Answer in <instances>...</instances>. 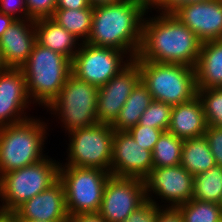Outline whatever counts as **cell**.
I'll return each mask as SVG.
<instances>
[{
	"label": "cell",
	"instance_id": "1",
	"mask_svg": "<svg viewBox=\"0 0 222 222\" xmlns=\"http://www.w3.org/2000/svg\"><path fill=\"white\" fill-rule=\"evenodd\" d=\"M155 16L144 17L141 45L133 60L195 68L203 42L174 15Z\"/></svg>",
	"mask_w": 222,
	"mask_h": 222
},
{
	"label": "cell",
	"instance_id": "2",
	"mask_svg": "<svg viewBox=\"0 0 222 222\" xmlns=\"http://www.w3.org/2000/svg\"><path fill=\"white\" fill-rule=\"evenodd\" d=\"M149 7L150 3L131 1L93 7L92 30L86 43L124 51L133 60L141 45Z\"/></svg>",
	"mask_w": 222,
	"mask_h": 222
},
{
	"label": "cell",
	"instance_id": "3",
	"mask_svg": "<svg viewBox=\"0 0 222 222\" xmlns=\"http://www.w3.org/2000/svg\"><path fill=\"white\" fill-rule=\"evenodd\" d=\"M21 70L26 79L29 98L33 104L44 105V108L58 96L72 73L70 59L37 42Z\"/></svg>",
	"mask_w": 222,
	"mask_h": 222
},
{
	"label": "cell",
	"instance_id": "4",
	"mask_svg": "<svg viewBox=\"0 0 222 222\" xmlns=\"http://www.w3.org/2000/svg\"><path fill=\"white\" fill-rule=\"evenodd\" d=\"M34 118L0 128V177L48 157L43 153L48 123Z\"/></svg>",
	"mask_w": 222,
	"mask_h": 222
},
{
	"label": "cell",
	"instance_id": "5",
	"mask_svg": "<svg viewBox=\"0 0 222 222\" xmlns=\"http://www.w3.org/2000/svg\"><path fill=\"white\" fill-rule=\"evenodd\" d=\"M60 163L46 157L39 162L0 177V213L12 214L27 200L50 188L59 180Z\"/></svg>",
	"mask_w": 222,
	"mask_h": 222
},
{
	"label": "cell",
	"instance_id": "6",
	"mask_svg": "<svg viewBox=\"0 0 222 222\" xmlns=\"http://www.w3.org/2000/svg\"><path fill=\"white\" fill-rule=\"evenodd\" d=\"M134 61L139 66L140 80L148 88L153 100L175 106L197 96L195 68L181 64Z\"/></svg>",
	"mask_w": 222,
	"mask_h": 222
},
{
	"label": "cell",
	"instance_id": "7",
	"mask_svg": "<svg viewBox=\"0 0 222 222\" xmlns=\"http://www.w3.org/2000/svg\"><path fill=\"white\" fill-rule=\"evenodd\" d=\"M97 97L98 87L78 79L71 73L58 96L46 110L48 108L51 114H57L65 133H69L98 123Z\"/></svg>",
	"mask_w": 222,
	"mask_h": 222
},
{
	"label": "cell",
	"instance_id": "8",
	"mask_svg": "<svg viewBox=\"0 0 222 222\" xmlns=\"http://www.w3.org/2000/svg\"><path fill=\"white\" fill-rule=\"evenodd\" d=\"M110 172L100 168L60 166L68 215L98 213Z\"/></svg>",
	"mask_w": 222,
	"mask_h": 222
},
{
	"label": "cell",
	"instance_id": "9",
	"mask_svg": "<svg viewBox=\"0 0 222 222\" xmlns=\"http://www.w3.org/2000/svg\"><path fill=\"white\" fill-rule=\"evenodd\" d=\"M67 134L70 137L67 162L60 166L100 168L110 172L114 136L111 125L98 122Z\"/></svg>",
	"mask_w": 222,
	"mask_h": 222
},
{
	"label": "cell",
	"instance_id": "10",
	"mask_svg": "<svg viewBox=\"0 0 222 222\" xmlns=\"http://www.w3.org/2000/svg\"><path fill=\"white\" fill-rule=\"evenodd\" d=\"M126 55L124 51L113 48L81 43L71 61V72L78 79L100 87L132 61Z\"/></svg>",
	"mask_w": 222,
	"mask_h": 222
},
{
	"label": "cell",
	"instance_id": "11",
	"mask_svg": "<svg viewBox=\"0 0 222 222\" xmlns=\"http://www.w3.org/2000/svg\"><path fill=\"white\" fill-rule=\"evenodd\" d=\"M145 201L144 180L110 175L98 214L106 222H123Z\"/></svg>",
	"mask_w": 222,
	"mask_h": 222
},
{
	"label": "cell",
	"instance_id": "12",
	"mask_svg": "<svg viewBox=\"0 0 222 222\" xmlns=\"http://www.w3.org/2000/svg\"><path fill=\"white\" fill-rule=\"evenodd\" d=\"M194 176L180 164L171 167H153L144 179L146 200L159 206L156 199L177 207L192 199ZM152 192V193H151ZM152 194L157 196L156 199ZM153 196V197H152ZM159 197V198H158Z\"/></svg>",
	"mask_w": 222,
	"mask_h": 222
},
{
	"label": "cell",
	"instance_id": "13",
	"mask_svg": "<svg viewBox=\"0 0 222 222\" xmlns=\"http://www.w3.org/2000/svg\"><path fill=\"white\" fill-rule=\"evenodd\" d=\"M152 169V151L143 148L128 131H114L110 174L144 180Z\"/></svg>",
	"mask_w": 222,
	"mask_h": 222
},
{
	"label": "cell",
	"instance_id": "14",
	"mask_svg": "<svg viewBox=\"0 0 222 222\" xmlns=\"http://www.w3.org/2000/svg\"><path fill=\"white\" fill-rule=\"evenodd\" d=\"M140 81L138 64L132 60L106 84L98 87L97 118L101 124L112 125L133 88Z\"/></svg>",
	"mask_w": 222,
	"mask_h": 222
},
{
	"label": "cell",
	"instance_id": "15",
	"mask_svg": "<svg viewBox=\"0 0 222 222\" xmlns=\"http://www.w3.org/2000/svg\"><path fill=\"white\" fill-rule=\"evenodd\" d=\"M26 79L21 68L0 72V128L27 120L25 109L31 105ZM24 114V115H23Z\"/></svg>",
	"mask_w": 222,
	"mask_h": 222
},
{
	"label": "cell",
	"instance_id": "16",
	"mask_svg": "<svg viewBox=\"0 0 222 222\" xmlns=\"http://www.w3.org/2000/svg\"><path fill=\"white\" fill-rule=\"evenodd\" d=\"M8 216L11 219L67 222L69 215L63 184L58 180L47 190L27 200Z\"/></svg>",
	"mask_w": 222,
	"mask_h": 222
},
{
	"label": "cell",
	"instance_id": "17",
	"mask_svg": "<svg viewBox=\"0 0 222 222\" xmlns=\"http://www.w3.org/2000/svg\"><path fill=\"white\" fill-rule=\"evenodd\" d=\"M173 15L202 42L222 40V0L188 4Z\"/></svg>",
	"mask_w": 222,
	"mask_h": 222
},
{
	"label": "cell",
	"instance_id": "18",
	"mask_svg": "<svg viewBox=\"0 0 222 222\" xmlns=\"http://www.w3.org/2000/svg\"><path fill=\"white\" fill-rule=\"evenodd\" d=\"M36 42L35 20L16 19L0 38V53L7 68H21Z\"/></svg>",
	"mask_w": 222,
	"mask_h": 222
},
{
	"label": "cell",
	"instance_id": "19",
	"mask_svg": "<svg viewBox=\"0 0 222 222\" xmlns=\"http://www.w3.org/2000/svg\"><path fill=\"white\" fill-rule=\"evenodd\" d=\"M207 123L198 96L191 101L173 106L168 132L187 140L205 135Z\"/></svg>",
	"mask_w": 222,
	"mask_h": 222
},
{
	"label": "cell",
	"instance_id": "20",
	"mask_svg": "<svg viewBox=\"0 0 222 222\" xmlns=\"http://www.w3.org/2000/svg\"><path fill=\"white\" fill-rule=\"evenodd\" d=\"M195 77L197 89L222 86V40L202 43L195 66Z\"/></svg>",
	"mask_w": 222,
	"mask_h": 222
},
{
	"label": "cell",
	"instance_id": "21",
	"mask_svg": "<svg viewBox=\"0 0 222 222\" xmlns=\"http://www.w3.org/2000/svg\"><path fill=\"white\" fill-rule=\"evenodd\" d=\"M35 31L38 44L63 54L71 61L79 50L81 40H78L51 18L35 20Z\"/></svg>",
	"mask_w": 222,
	"mask_h": 222
},
{
	"label": "cell",
	"instance_id": "22",
	"mask_svg": "<svg viewBox=\"0 0 222 222\" xmlns=\"http://www.w3.org/2000/svg\"><path fill=\"white\" fill-rule=\"evenodd\" d=\"M152 101L151 93L140 80L133 88L111 127L114 131H129L139 124L141 115Z\"/></svg>",
	"mask_w": 222,
	"mask_h": 222
},
{
	"label": "cell",
	"instance_id": "23",
	"mask_svg": "<svg viewBox=\"0 0 222 222\" xmlns=\"http://www.w3.org/2000/svg\"><path fill=\"white\" fill-rule=\"evenodd\" d=\"M180 165L193 176L216 165L205 136L183 140Z\"/></svg>",
	"mask_w": 222,
	"mask_h": 222
},
{
	"label": "cell",
	"instance_id": "24",
	"mask_svg": "<svg viewBox=\"0 0 222 222\" xmlns=\"http://www.w3.org/2000/svg\"><path fill=\"white\" fill-rule=\"evenodd\" d=\"M93 7L84 9H56L51 17L59 26L64 27L81 43H86L92 30Z\"/></svg>",
	"mask_w": 222,
	"mask_h": 222
},
{
	"label": "cell",
	"instance_id": "25",
	"mask_svg": "<svg viewBox=\"0 0 222 222\" xmlns=\"http://www.w3.org/2000/svg\"><path fill=\"white\" fill-rule=\"evenodd\" d=\"M222 198V167L215 165L194 175L192 199L220 204Z\"/></svg>",
	"mask_w": 222,
	"mask_h": 222
},
{
	"label": "cell",
	"instance_id": "26",
	"mask_svg": "<svg viewBox=\"0 0 222 222\" xmlns=\"http://www.w3.org/2000/svg\"><path fill=\"white\" fill-rule=\"evenodd\" d=\"M183 140L165 131L152 151L153 167H171L181 163Z\"/></svg>",
	"mask_w": 222,
	"mask_h": 222
},
{
	"label": "cell",
	"instance_id": "27",
	"mask_svg": "<svg viewBox=\"0 0 222 222\" xmlns=\"http://www.w3.org/2000/svg\"><path fill=\"white\" fill-rule=\"evenodd\" d=\"M177 208L183 222H222V210L217 203L191 199Z\"/></svg>",
	"mask_w": 222,
	"mask_h": 222
},
{
	"label": "cell",
	"instance_id": "28",
	"mask_svg": "<svg viewBox=\"0 0 222 222\" xmlns=\"http://www.w3.org/2000/svg\"><path fill=\"white\" fill-rule=\"evenodd\" d=\"M197 96L202 102L207 125L222 127V89H197Z\"/></svg>",
	"mask_w": 222,
	"mask_h": 222
},
{
	"label": "cell",
	"instance_id": "29",
	"mask_svg": "<svg viewBox=\"0 0 222 222\" xmlns=\"http://www.w3.org/2000/svg\"><path fill=\"white\" fill-rule=\"evenodd\" d=\"M173 106L153 100L140 117L139 125L168 130Z\"/></svg>",
	"mask_w": 222,
	"mask_h": 222
},
{
	"label": "cell",
	"instance_id": "30",
	"mask_svg": "<svg viewBox=\"0 0 222 222\" xmlns=\"http://www.w3.org/2000/svg\"><path fill=\"white\" fill-rule=\"evenodd\" d=\"M128 132L132 135L137 143L143 146V148L153 151L156 142L164 131L137 124Z\"/></svg>",
	"mask_w": 222,
	"mask_h": 222
},
{
	"label": "cell",
	"instance_id": "31",
	"mask_svg": "<svg viewBox=\"0 0 222 222\" xmlns=\"http://www.w3.org/2000/svg\"><path fill=\"white\" fill-rule=\"evenodd\" d=\"M27 19L51 18L56 10V0H26Z\"/></svg>",
	"mask_w": 222,
	"mask_h": 222
},
{
	"label": "cell",
	"instance_id": "32",
	"mask_svg": "<svg viewBox=\"0 0 222 222\" xmlns=\"http://www.w3.org/2000/svg\"><path fill=\"white\" fill-rule=\"evenodd\" d=\"M214 0H151L149 10L158 9L160 14L173 15L183 6L193 3H203Z\"/></svg>",
	"mask_w": 222,
	"mask_h": 222
},
{
	"label": "cell",
	"instance_id": "33",
	"mask_svg": "<svg viewBox=\"0 0 222 222\" xmlns=\"http://www.w3.org/2000/svg\"><path fill=\"white\" fill-rule=\"evenodd\" d=\"M216 165L222 167V127L207 126L205 135Z\"/></svg>",
	"mask_w": 222,
	"mask_h": 222
},
{
	"label": "cell",
	"instance_id": "34",
	"mask_svg": "<svg viewBox=\"0 0 222 222\" xmlns=\"http://www.w3.org/2000/svg\"><path fill=\"white\" fill-rule=\"evenodd\" d=\"M157 216V205L146 200L141 206L134 210L123 222H155Z\"/></svg>",
	"mask_w": 222,
	"mask_h": 222
},
{
	"label": "cell",
	"instance_id": "35",
	"mask_svg": "<svg viewBox=\"0 0 222 222\" xmlns=\"http://www.w3.org/2000/svg\"><path fill=\"white\" fill-rule=\"evenodd\" d=\"M0 12L15 19H27L26 0H0Z\"/></svg>",
	"mask_w": 222,
	"mask_h": 222
},
{
	"label": "cell",
	"instance_id": "36",
	"mask_svg": "<svg viewBox=\"0 0 222 222\" xmlns=\"http://www.w3.org/2000/svg\"><path fill=\"white\" fill-rule=\"evenodd\" d=\"M155 222H183V217L177 207H166L165 204L164 206L157 205Z\"/></svg>",
	"mask_w": 222,
	"mask_h": 222
},
{
	"label": "cell",
	"instance_id": "37",
	"mask_svg": "<svg viewBox=\"0 0 222 222\" xmlns=\"http://www.w3.org/2000/svg\"><path fill=\"white\" fill-rule=\"evenodd\" d=\"M91 6L89 0H56V9H84Z\"/></svg>",
	"mask_w": 222,
	"mask_h": 222
},
{
	"label": "cell",
	"instance_id": "38",
	"mask_svg": "<svg viewBox=\"0 0 222 222\" xmlns=\"http://www.w3.org/2000/svg\"><path fill=\"white\" fill-rule=\"evenodd\" d=\"M67 222H106L98 213H79L69 215Z\"/></svg>",
	"mask_w": 222,
	"mask_h": 222
},
{
	"label": "cell",
	"instance_id": "39",
	"mask_svg": "<svg viewBox=\"0 0 222 222\" xmlns=\"http://www.w3.org/2000/svg\"><path fill=\"white\" fill-rule=\"evenodd\" d=\"M16 19L13 16L0 12V38L8 27L14 23Z\"/></svg>",
	"mask_w": 222,
	"mask_h": 222
},
{
	"label": "cell",
	"instance_id": "40",
	"mask_svg": "<svg viewBox=\"0 0 222 222\" xmlns=\"http://www.w3.org/2000/svg\"><path fill=\"white\" fill-rule=\"evenodd\" d=\"M92 7L107 5V4H114L119 2V0H89Z\"/></svg>",
	"mask_w": 222,
	"mask_h": 222
},
{
	"label": "cell",
	"instance_id": "41",
	"mask_svg": "<svg viewBox=\"0 0 222 222\" xmlns=\"http://www.w3.org/2000/svg\"><path fill=\"white\" fill-rule=\"evenodd\" d=\"M0 222H14L8 215L0 214Z\"/></svg>",
	"mask_w": 222,
	"mask_h": 222
},
{
	"label": "cell",
	"instance_id": "42",
	"mask_svg": "<svg viewBox=\"0 0 222 222\" xmlns=\"http://www.w3.org/2000/svg\"><path fill=\"white\" fill-rule=\"evenodd\" d=\"M14 222H44L40 220H30V219H12Z\"/></svg>",
	"mask_w": 222,
	"mask_h": 222
},
{
	"label": "cell",
	"instance_id": "43",
	"mask_svg": "<svg viewBox=\"0 0 222 222\" xmlns=\"http://www.w3.org/2000/svg\"><path fill=\"white\" fill-rule=\"evenodd\" d=\"M7 67L5 66L4 64V61H3V58H2V55L0 53V72L5 70Z\"/></svg>",
	"mask_w": 222,
	"mask_h": 222
},
{
	"label": "cell",
	"instance_id": "44",
	"mask_svg": "<svg viewBox=\"0 0 222 222\" xmlns=\"http://www.w3.org/2000/svg\"><path fill=\"white\" fill-rule=\"evenodd\" d=\"M119 1H131V2H139V3H150L151 0H119Z\"/></svg>",
	"mask_w": 222,
	"mask_h": 222
},
{
	"label": "cell",
	"instance_id": "45",
	"mask_svg": "<svg viewBox=\"0 0 222 222\" xmlns=\"http://www.w3.org/2000/svg\"><path fill=\"white\" fill-rule=\"evenodd\" d=\"M220 207H221V210H222V198H221V202H220Z\"/></svg>",
	"mask_w": 222,
	"mask_h": 222
}]
</instances>
